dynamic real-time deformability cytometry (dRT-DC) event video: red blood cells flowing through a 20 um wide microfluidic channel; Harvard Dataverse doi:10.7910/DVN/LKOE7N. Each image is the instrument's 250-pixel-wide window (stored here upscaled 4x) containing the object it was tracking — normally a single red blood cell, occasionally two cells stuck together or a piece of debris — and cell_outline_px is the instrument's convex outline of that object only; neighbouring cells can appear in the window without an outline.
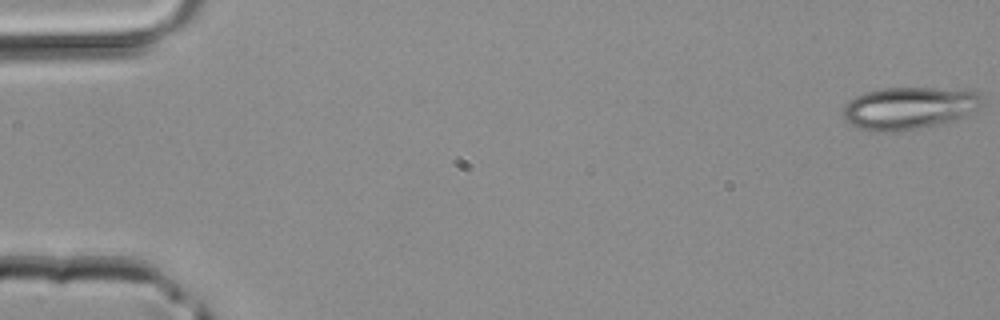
{"species": "common noctule bat (a hibernating species)", "species_latin": "Nyctalus noctula", "temperature_condition": "room temperature", "stored_images_in_passage": 44, "camera_frame_rate_fps": 3000, "um_per_image_px": 0.085, "animal": {"sex": "male", "body_mass_g": 20.4}, "frame": {"image": 1, "passage_image": 1, "time_ms": 0.0, "image_size_px": [1000, 320], "cell_outline_px": [[984, 104], [980, 108], [952, 120], [916, 128], [888, 132], [880, 132], [860, 128], [852, 124], [844, 116], [844, 108], [856, 96], [864, 92], [884, 88], [976, 88], [984, 96]], "centroid_in_image_um": [77.4, 9.13], "position_along_channel_um": 7.6, "area_um2": 34.22}}
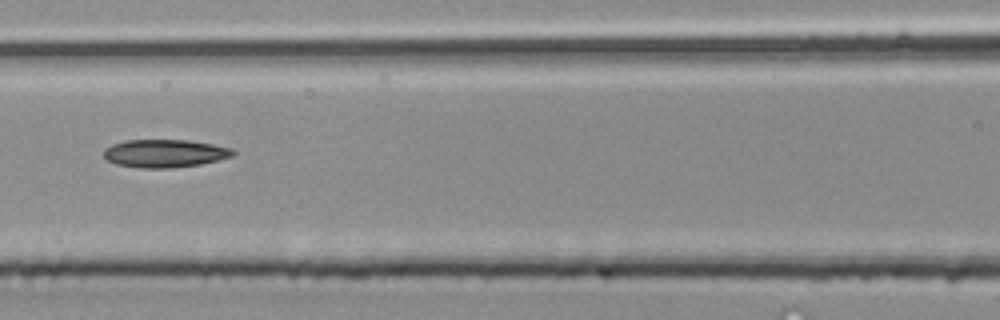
{"frame": {"image": 2, "passage_image": 20, "time_ms": 6.333, "image_size_px": [1000, 320], "cell_outline_px": [[236, 152], [232, 156], [200, 164], [172, 168], [140, 168], [116, 164], [108, 160], [104, 156], [104, 148], [112, 144], [124, 140], [188, 140], [212, 144], [232, 148]], "centroid_in_image_um": [13.99, 13.03], "position_along_channel_um": 152.6, "area_um2": 21.04}}
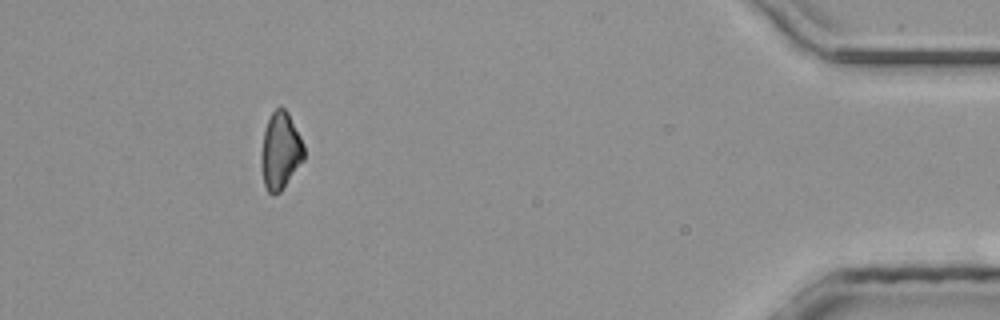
{"frame": {"image": 3, "passage_image": 40, "time_ms": 13.0, "image_size_px": [1000, 320], "cell_outline_px": [[304, 160], [280, 192], [272, 196], [268, 192], [264, 184], [260, 164], [260, 152], [264, 128], [272, 112], [280, 104], [288, 112], [304, 144]], "centroid_in_image_um": [23.81, 12.82], "position_along_channel_um": 411.4, "area_um2": 19.54}}